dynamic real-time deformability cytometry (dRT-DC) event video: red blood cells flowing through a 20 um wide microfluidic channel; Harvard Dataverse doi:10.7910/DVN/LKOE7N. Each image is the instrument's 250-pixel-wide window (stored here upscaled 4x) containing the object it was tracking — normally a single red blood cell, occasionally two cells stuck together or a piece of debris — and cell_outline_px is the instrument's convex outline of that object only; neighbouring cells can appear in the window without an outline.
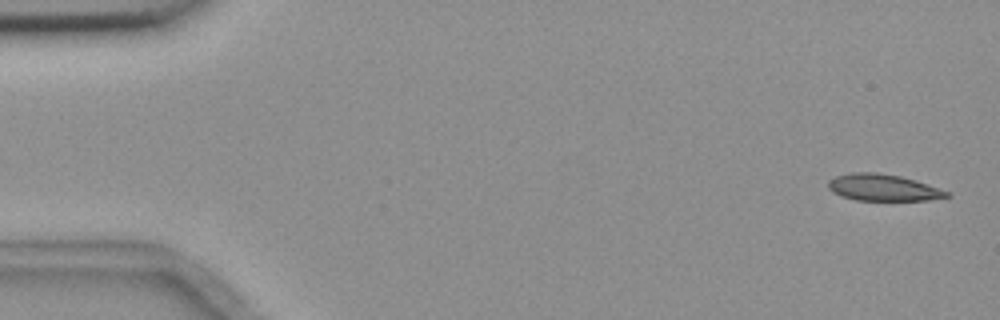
{"species": "common noctule bat (a hibernating species)", "species_latin": "Nyctalus noctula", "temperature_condition": "room temperature", "stored_images_in_passage": 4, "camera_frame_rate_fps": 3000, "um_per_image_px": 0.085, "animal": {"sex": "female", "body_mass_g": 18.4}, "frame": {"image": 1, "passage_image": 1, "time_ms": 0.0, "image_size_px": [1000, 320], "cell_outline_px": [[952, 196], [928, 200], [856, 200], [840, 196], [832, 192], [828, 188], [828, 180], [836, 176], [852, 172], [876, 172], [900, 176], [916, 180], [948, 192]], "centroid_in_image_um": [75.02, 15.94], "position_along_channel_um": 10.0, "area_um2": 18.38}}
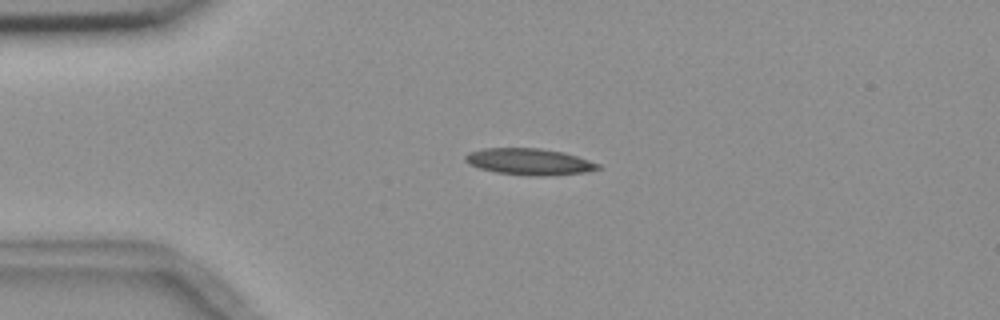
{"frame": {"image": 2, "passage_image": 4, "time_ms": 3.667, "image_size_px": [1000, 320], "cell_outline_px": [[604, 168], [584, 172], [548, 176], [532, 176], [496, 172], [480, 168], [468, 164], [464, 160], [464, 156], [468, 152], [484, 148], [540, 148], [560, 152], [576, 156], [600, 164]], "centroid_in_image_um": [44.97, 13.75], "position_along_channel_um": 40.0, "area_um2": 20.46}}